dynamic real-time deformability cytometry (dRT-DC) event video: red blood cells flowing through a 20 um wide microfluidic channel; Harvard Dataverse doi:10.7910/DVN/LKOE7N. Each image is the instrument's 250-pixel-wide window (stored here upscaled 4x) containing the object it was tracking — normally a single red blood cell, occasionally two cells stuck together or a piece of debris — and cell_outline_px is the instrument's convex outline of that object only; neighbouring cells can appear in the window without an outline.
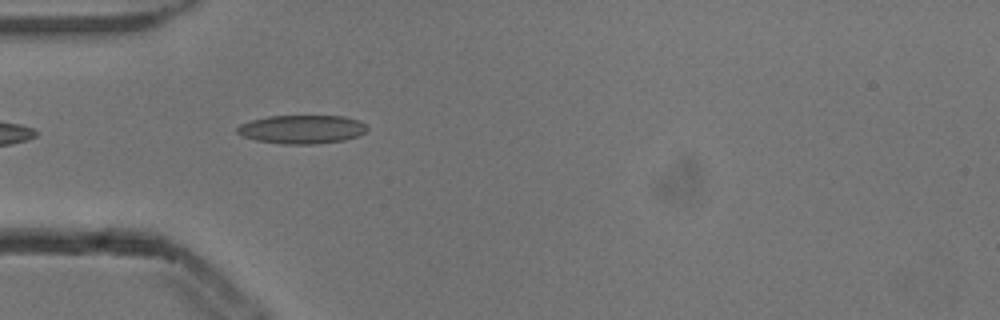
{"species": "common noctule bat (a hibernating species)", "species_latin": "Nyctalus noctula", "temperature_condition": "cold", "stored_images_in_passage": 2, "camera_frame_rate_fps": 3000, "um_per_image_px": 0.085, "animal": {"sex": "male", "body_mass_g": 13.3}, "frame": {"image": 1, "passage_image": 2, "time_ms": 0.333, "image_size_px": [1000, 320], "cell_outline_px": [[368, 128], [360, 136], [344, 140], [312, 144], [284, 144], [256, 140], [244, 136], [236, 132], [236, 128], [240, 124], [252, 120], [268, 116], [344, 116], [356, 120], [364, 124]], "centroid_in_image_um": [25.65, 10.99], "position_along_channel_um": 59.3, "area_um2": 21.5}}